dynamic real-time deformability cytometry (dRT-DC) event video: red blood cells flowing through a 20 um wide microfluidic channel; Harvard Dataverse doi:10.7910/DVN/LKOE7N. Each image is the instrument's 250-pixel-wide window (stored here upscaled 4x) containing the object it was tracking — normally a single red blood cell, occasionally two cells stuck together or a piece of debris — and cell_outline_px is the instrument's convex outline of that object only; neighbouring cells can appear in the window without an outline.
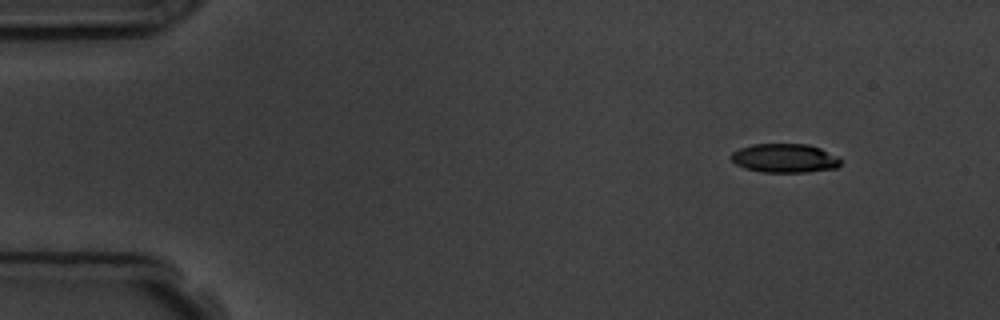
{"species": "common noctule bat (a hibernating species)", "species_latin": "Nyctalus noctula", "temperature_condition": "room temperature", "stored_images_in_passage": 4, "camera_frame_rate_fps": 3000, "um_per_image_px": 0.085, "animal": {"sex": "male", "body_mass_g": 19.5, "forearm_length_mm": 54.6}, "frame": {"image": 1, "passage_image": 1, "time_ms": 0.0, "image_size_px": [1000, 320], "cell_outline_px": [[840, 164], [836, 168], [808, 172], [760, 172], [744, 168], [736, 164], [728, 156], [732, 152], [740, 148], [752, 144], [808, 144], [820, 148], [836, 156], [840, 160]], "centroid_in_image_um": [66.65, 13.45], "position_along_channel_um": 18.3, "area_um2": 18.5}}
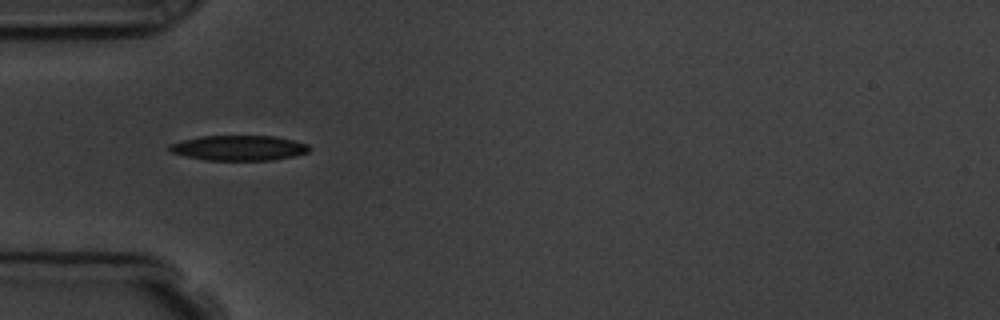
{"frame": {"image": 2, "passage_image": 4, "time_ms": 3.667, "image_size_px": [1000, 320], "cell_outline_px": [[312, 148], [308, 152], [292, 156], [272, 160], [204, 160], [172, 152], [168, 148], [168, 144], [200, 136], [276, 136], [308, 144]], "centroid_in_image_um": [20.32, 12.57], "position_along_channel_um": 64.7, "area_um2": 20.35}}